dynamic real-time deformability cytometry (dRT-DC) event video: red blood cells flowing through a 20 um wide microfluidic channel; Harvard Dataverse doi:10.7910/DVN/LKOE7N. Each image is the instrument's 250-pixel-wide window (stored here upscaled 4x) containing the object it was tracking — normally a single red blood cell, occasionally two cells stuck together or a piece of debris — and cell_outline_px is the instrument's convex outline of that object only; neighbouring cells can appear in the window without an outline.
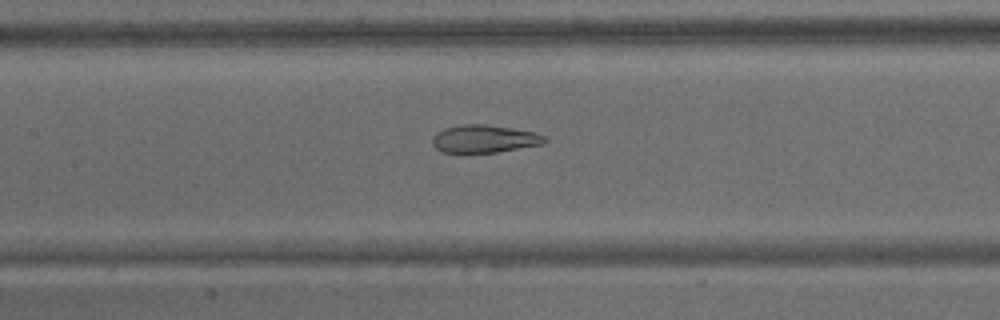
{"species": "common noctule bat (a hibernating species)", "species_latin": "Nyctalus noctula", "temperature_condition": "warm", "stored_images_in_passage": 54, "camera_frame_rate_fps": 3000, "um_per_image_px": 0.085, "animal": {"sex": "male", "body_mass_g": 15.6}, "frame": {"image": 1, "passage_image": 19, "time_ms": 6.0, "image_size_px": [1000, 320], "cell_outline_px": [[548, 140], [544, 144], [496, 152], [440, 152], [432, 144], [432, 136], [436, 132], [444, 128], [460, 124], [484, 124], [532, 132], [544, 136]], "centroid_in_image_um": [41.11, 11.8], "position_along_channel_um": 166.3, "area_um2": 18.03}}
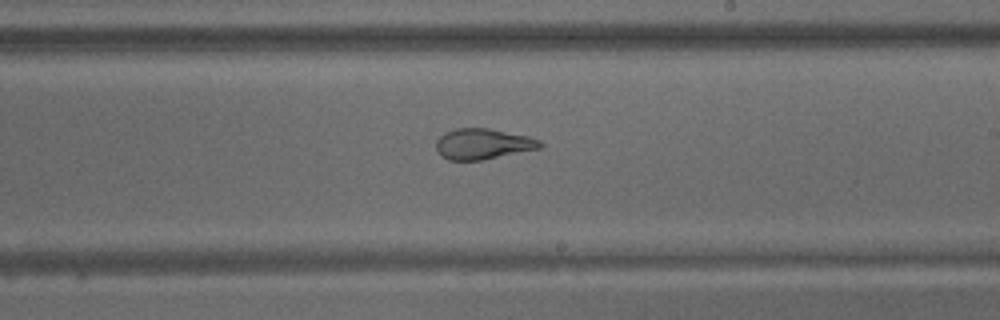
{"frame": {"image": 2, "passage_image": 27, "time_ms": 8.667, "image_size_px": [1000, 320], "cell_outline_px": [[544, 144], [540, 148], [480, 160], [448, 160], [440, 156], [436, 148], [436, 140], [444, 132], [456, 128], [488, 128], [528, 136], [540, 140]], "centroid_in_image_um": [41.01, 12.23], "position_along_channel_um": 248.0, "area_um2": 18.55}}
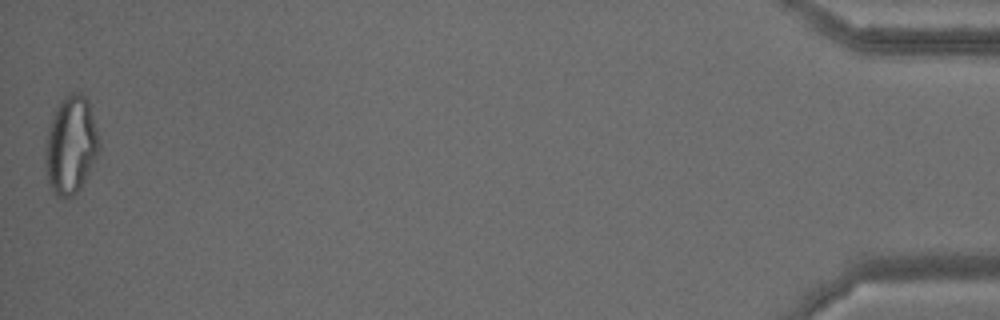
{"frame": {"image": 3, "passage_image": 54, "time_ms": 17.667, "image_size_px": [1000, 320], "cell_outline_px": [[100, 148], [80, 188], [72, 196], [56, 196], [52, 192], [48, 180], [44, 160], [44, 156], [48, 128], [52, 112], [60, 100], [72, 92], [80, 92], [88, 100], [96, 128], [100, 144]], "centroid_in_image_um": [5.99, 12.3], "position_along_channel_um": 429.2, "area_um2": 30.52}, "authors_computed_cell_mechanics": {"area_um2": 22.7732, "velocity_mm_per_s": 3.0754, "shape_relaxation_time_tau1_ms": null, "shape_relaxation_time_tau2_ms": 1.6494, "deformation_change_tau1": null, "deformation_change_tau2": 0.0928}}